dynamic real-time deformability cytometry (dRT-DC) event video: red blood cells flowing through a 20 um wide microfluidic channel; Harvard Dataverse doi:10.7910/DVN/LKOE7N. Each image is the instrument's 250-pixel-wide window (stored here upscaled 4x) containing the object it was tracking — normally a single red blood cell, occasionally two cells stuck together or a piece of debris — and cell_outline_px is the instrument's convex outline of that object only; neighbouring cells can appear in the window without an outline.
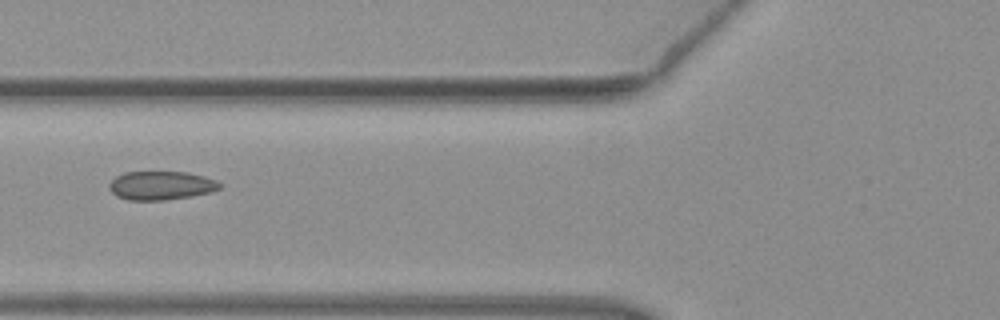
{"species": "common noctule bat (a hibernating species)", "species_latin": "Nyctalus noctula", "temperature_condition": "warm", "stored_images_in_passage": 6, "camera_frame_rate_fps": 3000, "um_per_image_px": 0.085, "animal": {"sex": "female", "body_mass_g": 19.3, "forearm_length_mm": 54.1}, "frame": {"image": 1, "passage_image": 6, "time_ms": 1.667, "image_size_px": [1000, 320], "cell_outline_px": [[224, 184], [220, 188], [212, 192], [192, 196], [164, 200], [128, 200], [116, 196], [108, 188], [108, 184], [116, 176], [124, 172], [188, 172], [204, 176], [216, 180]], "centroid_in_image_um": [13.71, 15.77], "position_along_channel_um": 112.1, "area_um2": 18.67}}